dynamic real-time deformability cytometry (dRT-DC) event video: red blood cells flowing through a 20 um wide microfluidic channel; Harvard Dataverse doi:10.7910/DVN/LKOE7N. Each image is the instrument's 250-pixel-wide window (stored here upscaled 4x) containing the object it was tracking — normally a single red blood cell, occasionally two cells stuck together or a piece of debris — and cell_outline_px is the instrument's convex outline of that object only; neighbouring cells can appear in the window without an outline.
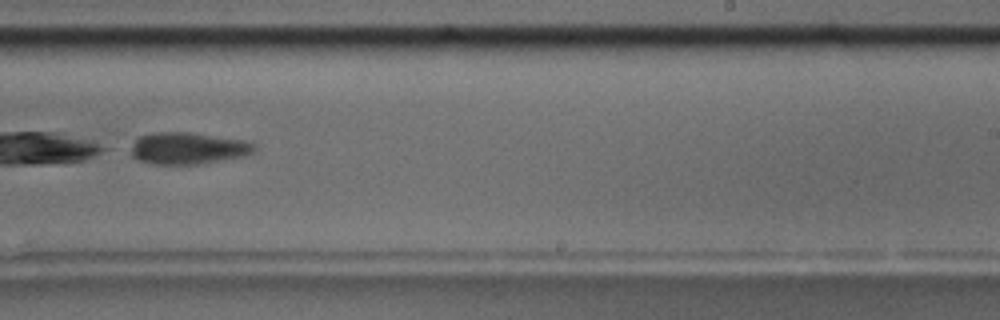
{"species": "common noctule bat (a hibernating species)", "species_latin": "Nyctalus noctula", "temperature_condition": "room temperature", "stored_images_in_passage": 32, "camera_frame_rate_fps": 3000, "um_per_image_px": 0.085, "animal": {"sex": "male", "body_mass_g": 17.5, "forearm_length_mm": 52.3}, "frame": {"image": 1, "passage_image": 19, "time_ms": 6.0, "image_size_px": [1000, 320], "cell_outline_px": [[256, 148], [248, 156], [200, 164], [152, 164], [136, 160], [124, 148], [140, 136], [152, 132], [192, 132], [244, 140], [256, 144]], "centroid_in_image_um": [15.91, 12.6], "position_along_channel_um": 273.1, "area_um2": 23.64}}